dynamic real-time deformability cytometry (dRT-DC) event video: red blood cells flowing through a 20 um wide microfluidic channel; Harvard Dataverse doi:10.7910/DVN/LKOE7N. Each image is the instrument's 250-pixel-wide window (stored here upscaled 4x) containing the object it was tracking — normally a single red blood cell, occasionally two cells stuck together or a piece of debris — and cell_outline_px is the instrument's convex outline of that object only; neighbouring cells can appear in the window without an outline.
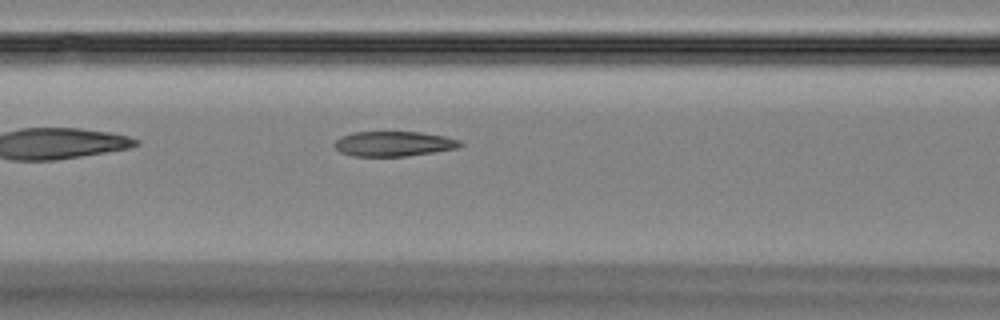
{"species": "Egyptian fruit bat (a non-hibernating species)", "species_latin": "Rousettus aegyptiacus", "temperature_condition": "room temperature", "stored_images_in_passage": 33, "camera_frame_rate_fps": 3000, "um_per_image_px": 0.085, "animal": {"sex": "female"}, "frame": {"image": 1, "passage_image": 5, "time_ms": 1.333, "image_size_px": [1000, 320], "cell_outline_px": [[464, 144], [460, 148], [408, 156], [352, 156], [340, 152], [332, 144], [340, 136], [352, 132], [420, 132], [444, 136], [460, 140]], "centroid_in_image_um": [33.47, 12.22], "position_along_channel_um": 133.1, "area_um2": 18.5}}